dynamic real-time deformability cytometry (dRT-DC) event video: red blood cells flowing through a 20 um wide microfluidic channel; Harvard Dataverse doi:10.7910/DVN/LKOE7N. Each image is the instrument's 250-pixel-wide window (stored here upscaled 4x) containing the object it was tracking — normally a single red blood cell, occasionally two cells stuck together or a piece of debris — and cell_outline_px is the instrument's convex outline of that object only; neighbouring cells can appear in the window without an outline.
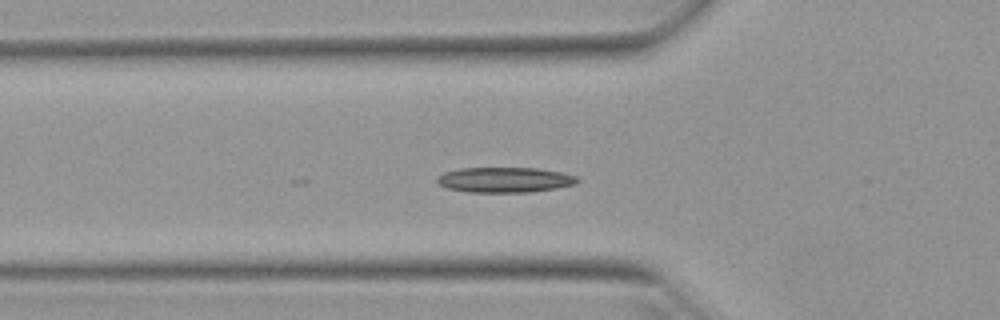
{"species": "Egyptian fruit bat (a non-hibernating species)", "species_latin": "Rousettus aegyptiacus", "temperature_condition": "warm", "stored_images_in_passage": 5, "camera_frame_rate_fps": 3000, "um_per_image_px": 0.085, "animal": {"sex": "female"}, "frame": {"image": 1, "passage_image": 5, "time_ms": 1.333, "image_size_px": [1000, 320], "cell_outline_px": [[580, 180], [576, 184], [556, 188], [532, 192], [468, 192], [448, 188], [440, 184], [436, 180], [436, 176], [444, 172], [460, 168], [536, 168], [560, 172], [576, 176]], "centroid_in_image_um": [42.9, 15.28], "position_along_channel_um": 82.9, "area_um2": 20.63}}